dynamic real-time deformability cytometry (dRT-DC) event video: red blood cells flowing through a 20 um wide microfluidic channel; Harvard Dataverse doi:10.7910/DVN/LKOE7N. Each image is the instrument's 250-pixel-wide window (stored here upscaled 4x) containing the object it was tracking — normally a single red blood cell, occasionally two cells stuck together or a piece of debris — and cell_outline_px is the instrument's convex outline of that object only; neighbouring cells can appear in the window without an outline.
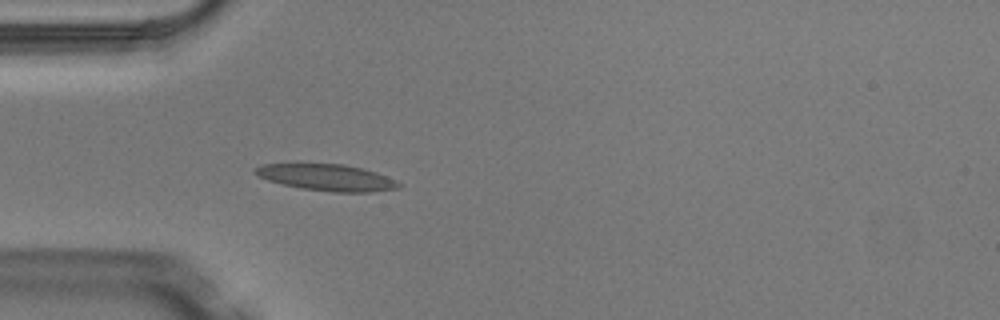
{"species": "Egyptian fruit bat (a non-hibernating species)", "species_latin": "Rousettus aegyptiacus", "temperature_condition": "warm", "stored_images_in_passage": 1, "camera_frame_rate_fps": 3000, "um_per_image_px": 0.085, "animal": {"sex": "male"}, "frame": {"image": 1, "passage_image": 1, "time_ms": 0.0, "image_size_px": [1000, 320], "cell_outline_px": [[404, 184], [400, 188], [372, 192], [332, 192], [300, 188], [268, 180], [256, 176], [256, 168], [264, 164], [344, 164], [376, 172]], "centroid_in_image_um": [27.84, 15.1], "position_along_channel_um": 57.2, "area_um2": 21.96}}